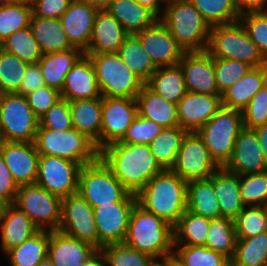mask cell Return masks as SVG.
Listing matches in <instances>:
<instances>
[{"instance_id":"obj_42","label":"cell","mask_w":267,"mask_h":266,"mask_svg":"<svg viewBox=\"0 0 267 266\" xmlns=\"http://www.w3.org/2000/svg\"><path fill=\"white\" fill-rule=\"evenodd\" d=\"M0 48L28 64L38 63L42 57L38 42L34 38L30 26L15 31L0 44Z\"/></svg>"},{"instance_id":"obj_47","label":"cell","mask_w":267,"mask_h":266,"mask_svg":"<svg viewBox=\"0 0 267 266\" xmlns=\"http://www.w3.org/2000/svg\"><path fill=\"white\" fill-rule=\"evenodd\" d=\"M237 239L267 232V206H246L234 219Z\"/></svg>"},{"instance_id":"obj_69","label":"cell","mask_w":267,"mask_h":266,"mask_svg":"<svg viewBox=\"0 0 267 266\" xmlns=\"http://www.w3.org/2000/svg\"><path fill=\"white\" fill-rule=\"evenodd\" d=\"M4 142V138L2 135L1 123H0V145Z\"/></svg>"},{"instance_id":"obj_24","label":"cell","mask_w":267,"mask_h":266,"mask_svg":"<svg viewBox=\"0 0 267 266\" xmlns=\"http://www.w3.org/2000/svg\"><path fill=\"white\" fill-rule=\"evenodd\" d=\"M102 97L94 66L87 55H83L66 74L61 98L68 101Z\"/></svg>"},{"instance_id":"obj_14","label":"cell","mask_w":267,"mask_h":266,"mask_svg":"<svg viewBox=\"0 0 267 266\" xmlns=\"http://www.w3.org/2000/svg\"><path fill=\"white\" fill-rule=\"evenodd\" d=\"M81 165L73 160L40 155L36 184L60 198L78 192Z\"/></svg>"},{"instance_id":"obj_18","label":"cell","mask_w":267,"mask_h":266,"mask_svg":"<svg viewBox=\"0 0 267 266\" xmlns=\"http://www.w3.org/2000/svg\"><path fill=\"white\" fill-rule=\"evenodd\" d=\"M178 64L187 92L220 95L215 80L214 57L206 50L185 52Z\"/></svg>"},{"instance_id":"obj_1","label":"cell","mask_w":267,"mask_h":266,"mask_svg":"<svg viewBox=\"0 0 267 266\" xmlns=\"http://www.w3.org/2000/svg\"><path fill=\"white\" fill-rule=\"evenodd\" d=\"M99 158L133 194H137L154 176L163 171L149 144L114 142L99 151Z\"/></svg>"},{"instance_id":"obj_38","label":"cell","mask_w":267,"mask_h":266,"mask_svg":"<svg viewBox=\"0 0 267 266\" xmlns=\"http://www.w3.org/2000/svg\"><path fill=\"white\" fill-rule=\"evenodd\" d=\"M49 231L36 234L6 253L10 266H37L48 255Z\"/></svg>"},{"instance_id":"obj_29","label":"cell","mask_w":267,"mask_h":266,"mask_svg":"<svg viewBox=\"0 0 267 266\" xmlns=\"http://www.w3.org/2000/svg\"><path fill=\"white\" fill-rule=\"evenodd\" d=\"M267 84V65L251 68L221 94L222 106L242 111L253 96Z\"/></svg>"},{"instance_id":"obj_10","label":"cell","mask_w":267,"mask_h":266,"mask_svg":"<svg viewBox=\"0 0 267 266\" xmlns=\"http://www.w3.org/2000/svg\"><path fill=\"white\" fill-rule=\"evenodd\" d=\"M14 205L23 211L39 230H58L62 198L40 185L33 183L19 186Z\"/></svg>"},{"instance_id":"obj_27","label":"cell","mask_w":267,"mask_h":266,"mask_svg":"<svg viewBox=\"0 0 267 266\" xmlns=\"http://www.w3.org/2000/svg\"><path fill=\"white\" fill-rule=\"evenodd\" d=\"M208 179L217 195L221 217L234 220L245 207L240 196L239 175L219 167Z\"/></svg>"},{"instance_id":"obj_54","label":"cell","mask_w":267,"mask_h":266,"mask_svg":"<svg viewBox=\"0 0 267 266\" xmlns=\"http://www.w3.org/2000/svg\"><path fill=\"white\" fill-rule=\"evenodd\" d=\"M243 125L247 129L267 124V84L260 89L242 110Z\"/></svg>"},{"instance_id":"obj_40","label":"cell","mask_w":267,"mask_h":266,"mask_svg":"<svg viewBox=\"0 0 267 266\" xmlns=\"http://www.w3.org/2000/svg\"><path fill=\"white\" fill-rule=\"evenodd\" d=\"M267 264V232L251 238L237 239L231 266H265Z\"/></svg>"},{"instance_id":"obj_64","label":"cell","mask_w":267,"mask_h":266,"mask_svg":"<svg viewBox=\"0 0 267 266\" xmlns=\"http://www.w3.org/2000/svg\"><path fill=\"white\" fill-rule=\"evenodd\" d=\"M98 9H106L114 0H83Z\"/></svg>"},{"instance_id":"obj_8","label":"cell","mask_w":267,"mask_h":266,"mask_svg":"<svg viewBox=\"0 0 267 266\" xmlns=\"http://www.w3.org/2000/svg\"><path fill=\"white\" fill-rule=\"evenodd\" d=\"M95 69L102 97L136 98L145 84L117 53L85 54Z\"/></svg>"},{"instance_id":"obj_66","label":"cell","mask_w":267,"mask_h":266,"mask_svg":"<svg viewBox=\"0 0 267 266\" xmlns=\"http://www.w3.org/2000/svg\"><path fill=\"white\" fill-rule=\"evenodd\" d=\"M23 0H0V6L12 5L18 2H22Z\"/></svg>"},{"instance_id":"obj_20","label":"cell","mask_w":267,"mask_h":266,"mask_svg":"<svg viewBox=\"0 0 267 266\" xmlns=\"http://www.w3.org/2000/svg\"><path fill=\"white\" fill-rule=\"evenodd\" d=\"M223 168L239 176L267 171V164L253 129L244 127L239 132L232 155Z\"/></svg>"},{"instance_id":"obj_4","label":"cell","mask_w":267,"mask_h":266,"mask_svg":"<svg viewBox=\"0 0 267 266\" xmlns=\"http://www.w3.org/2000/svg\"><path fill=\"white\" fill-rule=\"evenodd\" d=\"M159 20L184 52L206 50L211 27L189 0L163 8Z\"/></svg>"},{"instance_id":"obj_41","label":"cell","mask_w":267,"mask_h":266,"mask_svg":"<svg viewBox=\"0 0 267 266\" xmlns=\"http://www.w3.org/2000/svg\"><path fill=\"white\" fill-rule=\"evenodd\" d=\"M237 242L234 220L229 218L211 219L205 246L232 259Z\"/></svg>"},{"instance_id":"obj_22","label":"cell","mask_w":267,"mask_h":266,"mask_svg":"<svg viewBox=\"0 0 267 266\" xmlns=\"http://www.w3.org/2000/svg\"><path fill=\"white\" fill-rule=\"evenodd\" d=\"M221 107V95L186 92L177 104L179 126L197 132Z\"/></svg>"},{"instance_id":"obj_16","label":"cell","mask_w":267,"mask_h":266,"mask_svg":"<svg viewBox=\"0 0 267 266\" xmlns=\"http://www.w3.org/2000/svg\"><path fill=\"white\" fill-rule=\"evenodd\" d=\"M134 35L157 68L178 65L185 53L159 19L152 26Z\"/></svg>"},{"instance_id":"obj_51","label":"cell","mask_w":267,"mask_h":266,"mask_svg":"<svg viewBox=\"0 0 267 266\" xmlns=\"http://www.w3.org/2000/svg\"><path fill=\"white\" fill-rule=\"evenodd\" d=\"M239 20L267 60V11L246 12L240 15Z\"/></svg>"},{"instance_id":"obj_2","label":"cell","mask_w":267,"mask_h":266,"mask_svg":"<svg viewBox=\"0 0 267 266\" xmlns=\"http://www.w3.org/2000/svg\"><path fill=\"white\" fill-rule=\"evenodd\" d=\"M145 210L174 226L187 210V182L172 170L154 176L137 194Z\"/></svg>"},{"instance_id":"obj_6","label":"cell","mask_w":267,"mask_h":266,"mask_svg":"<svg viewBox=\"0 0 267 266\" xmlns=\"http://www.w3.org/2000/svg\"><path fill=\"white\" fill-rule=\"evenodd\" d=\"M77 193L92 208L117 202H137L136 194L130 193L100 158L81 167Z\"/></svg>"},{"instance_id":"obj_34","label":"cell","mask_w":267,"mask_h":266,"mask_svg":"<svg viewBox=\"0 0 267 266\" xmlns=\"http://www.w3.org/2000/svg\"><path fill=\"white\" fill-rule=\"evenodd\" d=\"M187 133L181 126L166 127L149 143L156 162L163 170H171L174 167Z\"/></svg>"},{"instance_id":"obj_31","label":"cell","mask_w":267,"mask_h":266,"mask_svg":"<svg viewBox=\"0 0 267 266\" xmlns=\"http://www.w3.org/2000/svg\"><path fill=\"white\" fill-rule=\"evenodd\" d=\"M83 55L84 53L77 48L42 54L38 63L45 86L61 92L63 90L66 74Z\"/></svg>"},{"instance_id":"obj_33","label":"cell","mask_w":267,"mask_h":266,"mask_svg":"<svg viewBox=\"0 0 267 266\" xmlns=\"http://www.w3.org/2000/svg\"><path fill=\"white\" fill-rule=\"evenodd\" d=\"M106 9L129 34L141 32L159 19L152 11L134 0H114Z\"/></svg>"},{"instance_id":"obj_25","label":"cell","mask_w":267,"mask_h":266,"mask_svg":"<svg viewBox=\"0 0 267 266\" xmlns=\"http://www.w3.org/2000/svg\"><path fill=\"white\" fill-rule=\"evenodd\" d=\"M98 249L59 230L49 231L48 257L54 266H80Z\"/></svg>"},{"instance_id":"obj_49","label":"cell","mask_w":267,"mask_h":266,"mask_svg":"<svg viewBox=\"0 0 267 266\" xmlns=\"http://www.w3.org/2000/svg\"><path fill=\"white\" fill-rule=\"evenodd\" d=\"M174 251L188 266H231V260L206 246L177 245Z\"/></svg>"},{"instance_id":"obj_57","label":"cell","mask_w":267,"mask_h":266,"mask_svg":"<svg viewBox=\"0 0 267 266\" xmlns=\"http://www.w3.org/2000/svg\"><path fill=\"white\" fill-rule=\"evenodd\" d=\"M18 188L0 153V199L7 204H14Z\"/></svg>"},{"instance_id":"obj_62","label":"cell","mask_w":267,"mask_h":266,"mask_svg":"<svg viewBox=\"0 0 267 266\" xmlns=\"http://www.w3.org/2000/svg\"><path fill=\"white\" fill-rule=\"evenodd\" d=\"M80 266H107V264L102 251L98 249L90 258H88Z\"/></svg>"},{"instance_id":"obj_15","label":"cell","mask_w":267,"mask_h":266,"mask_svg":"<svg viewBox=\"0 0 267 266\" xmlns=\"http://www.w3.org/2000/svg\"><path fill=\"white\" fill-rule=\"evenodd\" d=\"M137 115L136 98L102 97L100 150L120 141Z\"/></svg>"},{"instance_id":"obj_60","label":"cell","mask_w":267,"mask_h":266,"mask_svg":"<svg viewBox=\"0 0 267 266\" xmlns=\"http://www.w3.org/2000/svg\"><path fill=\"white\" fill-rule=\"evenodd\" d=\"M253 130L258 137L261 151L263 152V156L267 164V124L256 126Z\"/></svg>"},{"instance_id":"obj_26","label":"cell","mask_w":267,"mask_h":266,"mask_svg":"<svg viewBox=\"0 0 267 266\" xmlns=\"http://www.w3.org/2000/svg\"><path fill=\"white\" fill-rule=\"evenodd\" d=\"M0 226L2 232L0 247L5 254L39 231L31 219L14 204L6 206L0 218Z\"/></svg>"},{"instance_id":"obj_17","label":"cell","mask_w":267,"mask_h":266,"mask_svg":"<svg viewBox=\"0 0 267 266\" xmlns=\"http://www.w3.org/2000/svg\"><path fill=\"white\" fill-rule=\"evenodd\" d=\"M137 202H117L93 208L99 249L108 244L123 243L132 210Z\"/></svg>"},{"instance_id":"obj_21","label":"cell","mask_w":267,"mask_h":266,"mask_svg":"<svg viewBox=\"0 0 267 266\" xmlns=\"http://www.w3.org/2000/svg\"><path fill=\"white\" fill-rule=\"evenodd\" d=\"M98 10L94 5L83 0H73L60 17L63 30L71 46L83 53L88 50Z\"/></svg>"},{"instance_id":"obj_55","label":"cell","mask_w":267,"mask_h":266,"mask_svg":"<svg viewBox=\"0 0 267 266\" xmlns=\"http://www.w3.org/2000/svg\"><path fill=\"white\" fill-rule=\"evenodd\" d=\"M26 99L35 116L40 119L58 100L61 99V92L54 88L44 86L27 94Z\"/></svg>"},{"instance_id":"obj_28","label":"cell","mask_w":267,"mask_h":266,"mask_svg":"<svg viewBox=\"0 0 267 266\" xmlns=\"http://www.w3.org/2000/svg\"><path fill=\"white\" fill-rule=\"evenodd\" d=\"M73 128L85 134L100 151L102 97L69 101Z\"/></svg>"},{"instance_id":"obj_35","label":"cell","mask_w":267,"mask_h":266,"mask_svg":"<svg viewBox=\"0 0 267 266\" xmlns=\"http://www.w3.org/2000/svg\"><path fill=\"white\" fill-rule=\"evenodd\" d=\"M187 210L209 219L221 217L217 195L209 179L187 183Z\"/></svg>"},{"instance_id":"obj_32","label":"cell","mask_w":267,"mask_h":266,"mask_svg":"<svg viewBox=\"0 0 267 266\" xmlns=\"http://www.w3.org/2000/svg\"><path fill=\"white\" fill-rule=\"evenodd\" d=\"M30 27L42 54L73 48L63 30L60 18H41L33 15Z\"/></svg>"},{"instance_id":"obj_53","label":"cell","mask_w":267,"mask_h":266,"mask_svg":"<svg viewBox=\"0 0 267 266\" xmlns=\"http://www.w3.org/2000/svg\"><path fill=\"white\" fill-rule=\"evenodd\" d=\"M38 128L55 131L73 129L69 101L61 98L40 119Z\"/></svg>"},{"instance_id":"obj_52","label":"cell","mask_w":267,"mask_h":266,"mask_svg":"<svg viewBox=\"0 0 267 266\" xmlns=\"http://www.w3.org/2000/svg\"><path fill=\"white\" fill-rule=\"evenodd\" d=\"M163 128L161 125L137 115L119 142L127 144H149Z\"/></svg>"},{"instance_id":"obj_63","label":"cell","mask_w":267,"mask_h":266,"mask_svg":"<svg viewBox=\"0 0 267 266\" xmlns=\"http://www.w3.org/2000/svg\"><path fill=\"white\" fill-rule=\"evenodd\" d=\"M138 4L148 8L150 11H152L158 18H160L163 14V11L160 9L162 6H160L157 3V0H134ZM162 12V13H161Z\"/></svg>"},{"instance_id":"obj_30","label":"cell","mask_w":267,"mask_h":266,"mask_svg":"<svg viewBox=\"0 0 267 266\" xmlns=\"http://www.w3.org/2000/svg\"><path fill=\"white\" fill-rule=\"evenodd\" d=\"M138 115L162 127L179 126L177 104L168 102L144 84L136 96Z\"/></svg>"},{"instance_id":"obj_7","label":"cell","mask_w":267,"mask_h":266,"mask_svg":"<svg viewBox=\"0 0 267 266\" xmlns=\"http://www.w3.org/2000/svg\"><path fill=\"white\" fill-rule=\"evenodd\" d=\"M34 143L40 155L73 160L81 166L99 158L95 143L74 128L64 131L38 128Z\"/></svg>"},{"instance_id":"obj_43","label":"cell","mask_w":267,"mask_h":266,"mask_svg":"<svg viewBox=\"0 0 267 266\" xmlns=\"http://www.w3.org/2000/svg\"><path fill=\"white\" fill-rule=\"evenodd\" d=\"M32 16L33 5L30 0L0 6V44L15 31L29 27Z\"/></svg>"},{"instance_id":"obj_37","label":"cell","mask_w":267,"mask_h":266,"mask_svg":"<svg viewBox=\"0 0 267 266\" xmlns=\"http://www.w3.org/2000/svg\"><path fill=\"white\" fill-rule=\"evenodd\" d=\"M211 219L186 210L173 226L174 247L178 244L187 246H205Z\"/></svg>"},{"instance_id":"obj_48","label":"cell","mask_w":267,"mask_h":266,"mask_svg":"<svg viewBox=\"0 0 267 266\" xmlns=\"http://www.w3.org/2000/svg\"><path fill=\"white\" fill-rule=\"evenodd\" d=\"M240 196L246 206H267V171L239 176Z\"/></svg>"},{"instance_id":"obj_65","label":"cell","mask_w":267,"mask_h":266,"mask_svg":"<svg viewBox=\"0 0 267 266\" xmlns=\"http://www.w3.org/2000/svg\"><path fill=\"white\" fill-rule=\"evenodd\" d=\"M180 1H183V0H157V3L161 6L163 4H165V8L177 3V2H180Z\"/></svg>"},{"instance_id":"obj_13","label":"cell","mask_w":267,"mask_h":266,"mask_svg":"<svg viewBox=\"0 0 267 266\" xmlns=\"http://www.w3.org/2000/svg\"><path fill=\"white\" fill-rule=\"evenodd\" d=\"M58 230L99 249L94 210L79 193L62 198Z\"/></svg>"},{"instance_id":"obj_9","label":"cell","mask_w":267,"mask_h":266,"mask_svg":"<svg viewBox=\"0 0 267 266\" xmlns=\"http://www.w3.org/2000/svg\"><path fill=\"white\" fill-rule=\"evenodd\" d=\"M244 128L242 111L221 107L198 131L210 157L219 167L230 159L239 132Z\"/></svg>"},{"instance_id":"obj_67","label":"cell","mask_w":267,"mask_h":266,"mask_svg":"<svg viewBox=\"0 0 267 266\" xmlns=\"http://www.w3.org/2000/svg\"><path fill=\"white\" fill-rule=\"evenodd\" d=\"M37 266H54L50 258L47 256L45 259H43Z\"/></svg>"},{"instance_id":"obj_45","label":"cell","mask_w":267,"mask_h":266,"mask_svg":"<svg viewBox=\"0 0 267 266\" xmlns=\"http://www.w3.org/2000/svg\"><path fill=\"white\" fill-rule=\"evenodd\" d=\"M107 266H158V262L124 243L108 244L100 249Z\"/></svg>"},{"instance_id":"obj_50","label":"cell","mask_w":267,"mask_h":266,"mask_svg":"<svg viewBox=\"0 0 267 266\" xmlns=\"http://www.w3.org/2000/svg\"><path fill=\"white\" fill-rule=\"evenodd\" d=\"M251 68L250 65L238 60L214 57L215 80L219 94L235 84Z\"/></svg>"},{"instance_id":"obj_68","label":"cell","mask_w":267,"mask_h":266,"mask_svg":"<svg viewBox=\"0 0 267 266\" xmlns=\"http://www.w3.org/2000/svg\"><path fill=\"white\" fill-rule=\"evenodd\" d=\"M8 204L6 202H4L3 200L0 199V218L2 217V215L5 212V208Z\"/></svg>"},{"instance_id":"obj_58","label":"cell","mask_w":267,"mask_h":266,"mask_svg":"<svg viewBox=\"0 0 267 266\" xmlns=\"http://www.w3.org/2000/svg\"><path fill=\"white\" fill-rule=\"evenodd\" d=\"M44 86L45 83L39 63L29 64L16 93L26 96L27 94L34 92L36 89Z\"/></svg>"},{"instance_id":"obj_36","label":"cell","mask_w":267,"mask_h":266,"mask_svg":"<svg viewBox=\"0 0 267 266\" xmlns=\"http://www.w3.org/2000/svg\"><path fill=\"white\" fill-rule=\"evenodd\" d=\"M146 84L157 94L173 104H178L187 92L183 72L179 64L158 67Z\"/></svg>"},{"instance_id":"obj_11","label":"cell","mask_w":267,"mask_h":266,"mask_svg":"<svg viewBox=\"0 0 267 266\" xmlns=\"http://www.w3.org/2000/svg\"><path fill=\"white\" fill-rule=\"evenodd\" d=\"M0 123L4 141L34 142L39 119L26 96L17 93L0 94Z\"/></svg>"},{"instance_id":"obj_59","label":"cell","mask_w":267,"mask_h":266,"mask_svg":"<svg viewBox=\"0 0 267 266\" xmlns=\"http://www.w3.org/2000/svg\"><path fill=\"white\" fill-rule=\"evenodd\" d=\"M237 9L240 14L246 12L267 11V0H235Z\"/></svg>"},{"instance_id":"obj_5","label":"cell","mask_w":267,"mask_h":266,"mask_svg":"<svg viewBox=\"0 0 267 266\" xmlns=\"http://www.w3.org/2000/svg\"><path fill=\"white\" fill-rule=\"evenodd\" d=\"M206 51L212 57L238 60L252 68L267 65V60L250 39L240 20L212 26Z\"/></svg>"},{"instance_id":"obj_39","label":"cell","mask_w":267,"mask_h":266,"mask_svg":"<svg viewBox=\"0 0 267 266\" xmlns=\"http://www.w3.org/2000/svg\"><path fill=\"white\" fill-rule=\"evenodd\" d=\"M117 54L127 67L145 84L157 70V67L142 47L140 40L134 34H129Z\"/></svg>"},{"instance_id":"obj_19","label":"cell","mask_w":267,"mask_h":266,"mask_svg":"<svg viewBox=\"0 0 267 266\" xmlns=\"http://www.w3.org/2000/svg\"><path fill=\"white\" fill-rule=\"evenodd\" d=\"M0 153L18 187L36 182L40 154L34 142L4 141Z\"/></svg>"},{"instance_id":"obj_56","label":"cell","mask_w":267,"mask_h":266,"mask_svg":"<svg viewBox=\"0 0 267 266\" xmlns=\"http://www.w3.org/2000/svg\"><path fill=\"white\" fill-rule=\"evenodd\" d=\"M73 0H30L33 15L41 18H60Z\"/></svg>"},{"instance_id":"obj_12","label":"cell","mask_w":267,"mask_h":266,"mask_svg":"<svg viewBox=\"0 0 267 266\" xmlns=\"http://www.w3.org/2000/svg\"><path fill=\"white\" fill-rule=\"evenodd\" d=\"M218 168L203 139L197 132H188L183 138L176 163L171 170L188 183L208 179Z\"/></svg>"},{"instance_id":"obj_61","label":"cell","mask_w":267,"mask_h":266,"mask_svg":"<svg viewBox=\"0 0 267 266\" xmlns=\"http://www.w3.org/2000/svg\"><path fill=\"white\" fill-rule=\"evenodd\" d=\"M158 266H188L174 251L158 260Z\"/></svg>"},{"instance_id":"obj_3","label":"cell","mask_w":267,"mask_h":266,"mask_svg":"<svg viewBox=\"0 0 267 266\" xmlns=\"http://www.w3.org/2000/svg\"><path fill=\"white\" fill-rule=\"evenodd\" d=\"M123 243L158 262L174 251L173 226L136 203Z\"/></svg>"},{"instance_id":"obj_23","label":"cell","mask_w":267,"mask_h":266,"mask_svg":"<svg viewBox=\"0 0 267 266\" xmlns=\"http://www.w3.org/2000/svg\"><path fill=\"white\" fill-rule=\"evenodd\" d=\"M128 36L129 33L107 9H99L88 50L84 54L117 53Z\"/></svg>"},{"instance_id":"obj_44","label":"cell","mask_w":267,"mask_h":266,"mask_svg":"<svg viewBox=\"0 0 267 266\" xmlns=\"http://www.w3.org/2000/svg\"><path fill=\"white\" fill-rule=\"evenodd\" d=\"M210 27L239 20L235 0H189Z\"/></svg>"},{"instance_id":"obj_46","label":"cell","mask_w":267,"mask_h":266,"mask_svg":"<svg viewBox=\"0 0 267 266\" xmlns=\"http://www.w3.org/2000/svg\"><path fill=\"white\" fill-rule=\"evenodd\" d=\"M28 63L0 48V94L16 93Z\"/></svg>"}]
</instances>
